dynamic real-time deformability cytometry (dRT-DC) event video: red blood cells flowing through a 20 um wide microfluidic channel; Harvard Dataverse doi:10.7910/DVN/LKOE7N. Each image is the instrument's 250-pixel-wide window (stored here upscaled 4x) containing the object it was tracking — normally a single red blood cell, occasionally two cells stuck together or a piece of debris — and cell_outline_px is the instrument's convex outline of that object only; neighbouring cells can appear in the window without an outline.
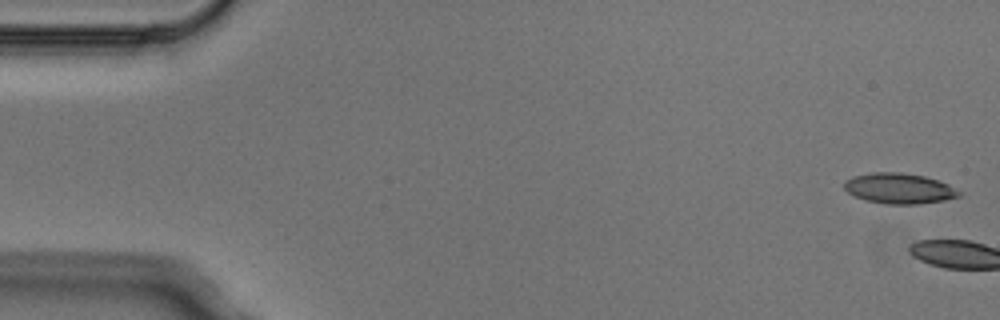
{"species": "Egyptian fruit bat (a non-hibernating species)", "species_latin": "Rousettus aegyptiacus", "temperature_condition": "cold", "stored_images_in_passage": 6, "camera_frame_rate_fps": 3000, "um_per_image_px": 0.085, "animal": {"sex": "male"}, "frame": {"image": 1, "passage_image": 1, "time_ms": 0.0, "image_size_px": [1000, 320], "cell_outline_px": [[964, 192], [960, 196], [944, 200], [916, 204], [884, 204], [864, 200], [848, 192], [844, 188], [844, 180], [856, 176], [872, 172], [900, 172], [924, 176], [948, 184]], "centroid_in_image_um": [76.45, 16.02], "position_along_channel_um": 8.6, "area_um2": 20.4}}
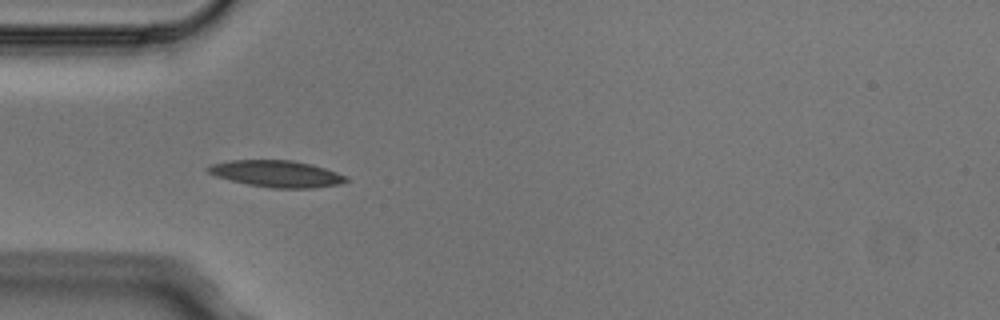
{"frame": {"image": 2, "passage_image": 5, "time_ms": 1.333, "image_size_px": [1000, 320], "cell_outline_px": [[348, 180], [340, 184], [312, 188], [272, 188], [248, 184], [216, 176], [208, 172], [204, 168], [212, 164], [232, 160], [292, 160], [312, 164], [348, 176]], "centroid_in_image_um": [23.53, 14.76], "position_along_channel_um": 61.5, "area_um2": 21.33}}
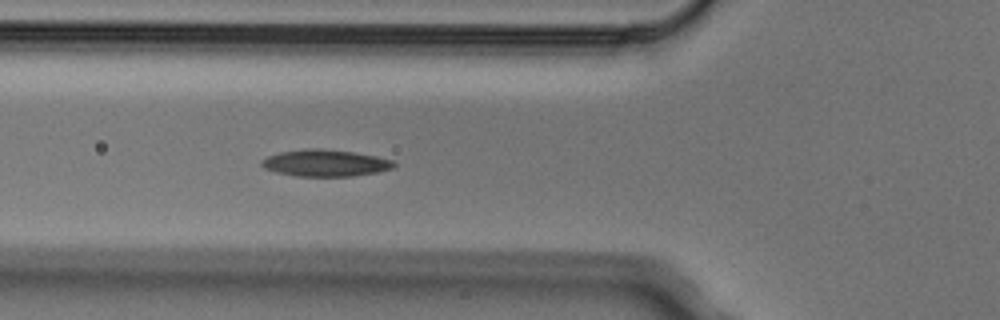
{"frame": {"image": 3, "passage_image": 6, "time_ms": 1.667, "image_size_px": [1000, 320], "cell_outline_px": [[396, 164], [392, 168], [376, 172], [352, 176], [296, 176], [276, 172], [264, 168], [260, 164], [260, 160], [268, 156], [280, 152], [304, 148], [320, 148], [352, 152], [376, 156], [392, 160]], "centroid_in_image_um": [27.6, 13.85], "position_along_channel_um": 98.2, "area_um2": 20.58}}